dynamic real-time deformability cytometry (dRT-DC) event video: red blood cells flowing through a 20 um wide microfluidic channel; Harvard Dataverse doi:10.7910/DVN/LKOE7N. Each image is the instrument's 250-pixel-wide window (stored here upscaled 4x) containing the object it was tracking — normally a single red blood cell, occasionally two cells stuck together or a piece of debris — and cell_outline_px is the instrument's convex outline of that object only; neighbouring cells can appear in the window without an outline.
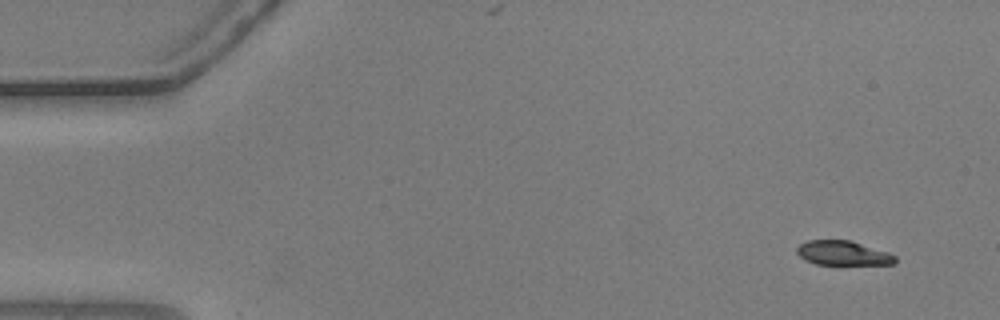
{"species": "common noctule bat (a hibernating species)", "species_latin": "Nyctalus noctula", "temperature_condition": "warm", "stored_images_in_passage": 52, "camera_frame_rate_fps": 3000, "um_per_image_px": 0.085, "animal": {"sex": "male", "body_mass_g": 20.5, "forearm_length_mm": 52.5}, "frame": {"image": 1, "passage_image": 1, "time_ms": 0.0, "image_size_px": [1000, 320], "cell_outline_px": [[896, 264], [816, 264], [804, 260], [796, 252], [796, 248], [800, 244], [808, 240], [852, 240], [888, 252], [896, 256]], "centroid_in_image_um": [71.65, 21.5], "position_along_channel_um": 13.3, "area_um2": 14.05}}
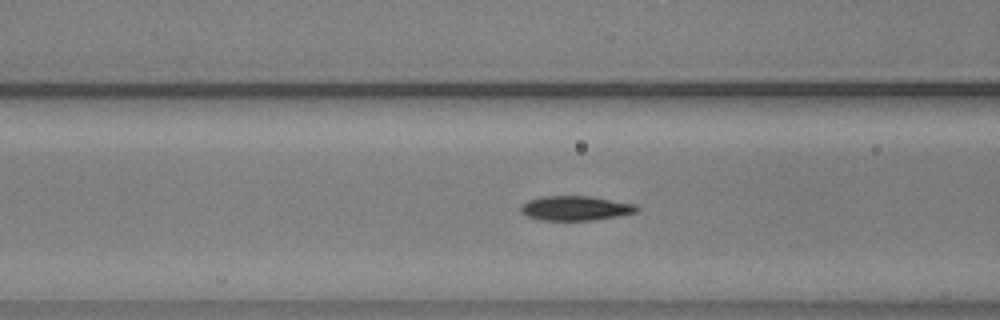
{"frame": {"image": 2, "passage_image": 19, "time_ms": 6.0, "image_size_px": [1000, 320], "cell_outline_px": [[640, 208], [636, 212], [616, 216], [592, 220], [540, 220], [528, 216], [520, 212], [520, 204], [528, 200], [540, 196], [588, 196], [636, 204]], "centroid_in_image_um": [48.87, 17.69], "position_along_channel_um": 117.7, "area_um2": 16.59}}
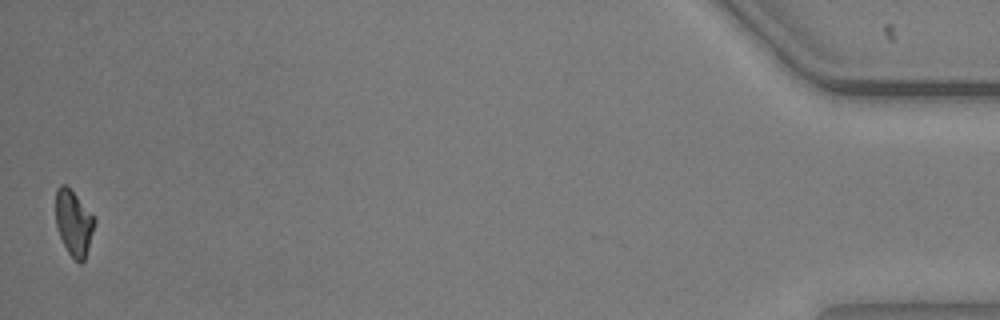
{"frame": {"image": 3, "passage_image": 52, "time_ms": 17.0, "image_size_px": [1000, 320], "cell_outline_px": [[96, 220], [88, 248], [84, 260], [80, 264], [68, 252], [60, 236], [56, 224], [56, 188], [60, 184], [64, 184], [76, 196]], "centroid_in_image_um": [6.25, 18.96], "position_along_channel_um": 428.9, "area_um2": 14.33}, "authors_computed_cell_mechanics": {"area_um2": 16.2418, "velocity_mm_per_s": 3.6899, "shape_relaxation_time_tau1_ms": 7.6127, "shape_relaxation_time_tau2_ms": 3.8907, "deformation_change_tau1": 0.2036, "deformation_change_tau2": 0.0625}}